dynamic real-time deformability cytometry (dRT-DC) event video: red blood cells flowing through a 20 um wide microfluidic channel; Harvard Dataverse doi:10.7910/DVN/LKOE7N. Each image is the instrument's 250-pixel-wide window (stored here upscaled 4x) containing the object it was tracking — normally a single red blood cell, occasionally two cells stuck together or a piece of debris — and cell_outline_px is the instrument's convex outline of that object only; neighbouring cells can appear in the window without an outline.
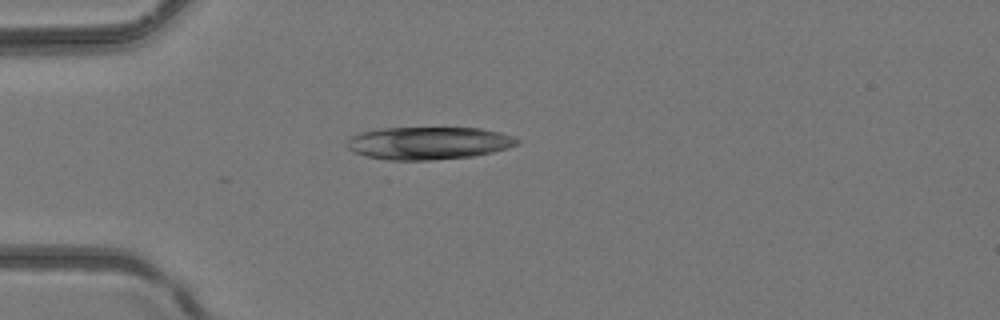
{"species": "common noctule bat (a hibernating species)", "species_latin": "Nyctalus noctula", "temperature_condition": "room temperature", "stored_images_in_passage": 1, "camera_frame_rate_fps": 3000, "um_per_image_px": 0.085, "animal": {"sex": "female", "body_mass_g": 24.6, "forearm_length_mm": 56.2}, "frame": {"image": 1, "passage_image": 1, "time_ms": 0.0, "image_size_px": [1000, 320], "cell_outline_px": [[524, 140], [508, 148], [492, 152], [472, 156], [432, 160], [388, 160], [364, 156], [352, 152], [348, 148], [348, 140], [352, 136], [360, 132], [380, 128], [480, 128], [500, 132]], "centroid_in_image_um": [36.43, 12.16], "position_along_channel_um": 48.6, "area_um2": 32.48}}